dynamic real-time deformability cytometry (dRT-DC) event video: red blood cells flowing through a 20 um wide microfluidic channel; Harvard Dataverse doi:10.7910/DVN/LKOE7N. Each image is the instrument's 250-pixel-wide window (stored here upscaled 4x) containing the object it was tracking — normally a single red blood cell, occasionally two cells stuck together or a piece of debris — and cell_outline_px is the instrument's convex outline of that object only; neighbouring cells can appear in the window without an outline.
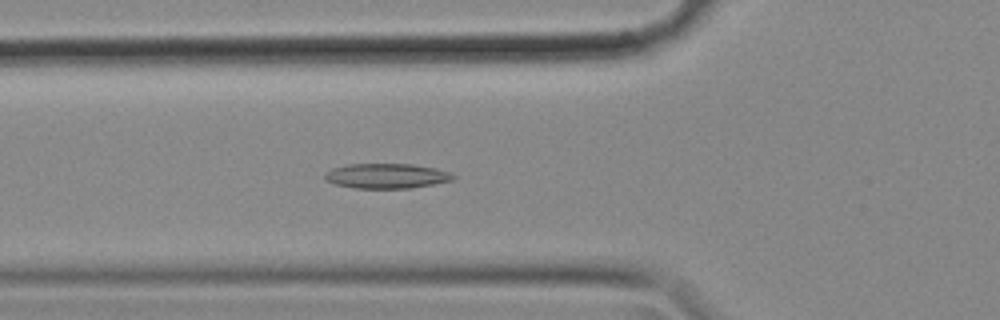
{"species": "common noctule bat (a hibernating species)", "species_latin": "Nyctalus noctula", "temperature_condition": "cold", "stored_images_in_passage": 48, "camera_frame_rate_fps": 3000, "um_per_image_px": 0.085, "animal": {"sex": "female", "body_mass_g": 18.4}, "frame": {"image": 1, "passage_image": 12, "time_ms": 3.667, "image_size_px": [1000, 320], "cell_outline_px": [[456, 176], [452, 180], [412, 188], [352, 188], [332, 184], [324, 180], [324, 172], [332, 168], [348, 164], [412, 164], [436, 168], [448, 172]], "centroid_in_image_um": [32.78, 14.96], "position_along_channel_um": 93.0, "area_um2": 18.79}}
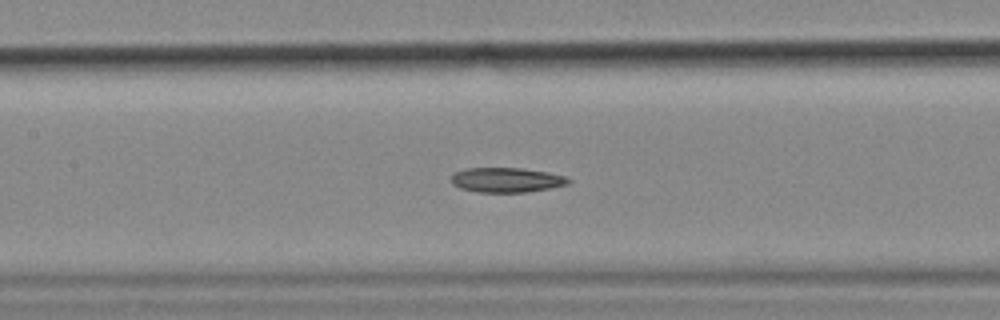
{"frame": {"image": 2, "passage_image": 18, "time_ms": 5.667, "image_size_px": [1000, 320], "cell_outline_px": [[572, 180], [568, 184], [528, 192], [476, 192], [460, 188], [452, 184], [452, 176], [456, 172], [468, 168], [520, 168], [548, 172], [568, 176]], "centroid_in_image_um": [43.09, 15.3], "position_along_channel_um": 164.3, "area_um2": 16.88}}
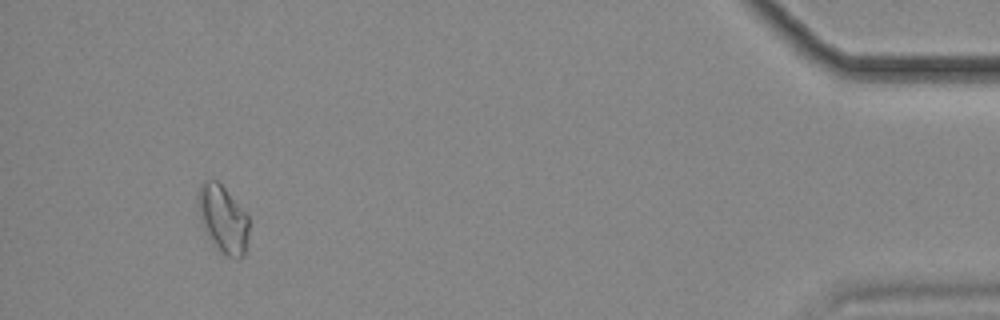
{"frame": {"image": 3, "passage_image": 45, "time_ms": 14.667, "image_size_px": [1000, 320], "cell_outline_px": [[248, 232], [244, 256], [236, 260], [228, 256], [212, 244], [200, 220], [196, 200], [196, 196], [200, 184], [204, 180], [216, 180], [224, 188], [248, 216]], "centroid_in_image_um": [18.92, 18.62], "position_along_channel_um": 416.3, "area_um2": 19.94}}